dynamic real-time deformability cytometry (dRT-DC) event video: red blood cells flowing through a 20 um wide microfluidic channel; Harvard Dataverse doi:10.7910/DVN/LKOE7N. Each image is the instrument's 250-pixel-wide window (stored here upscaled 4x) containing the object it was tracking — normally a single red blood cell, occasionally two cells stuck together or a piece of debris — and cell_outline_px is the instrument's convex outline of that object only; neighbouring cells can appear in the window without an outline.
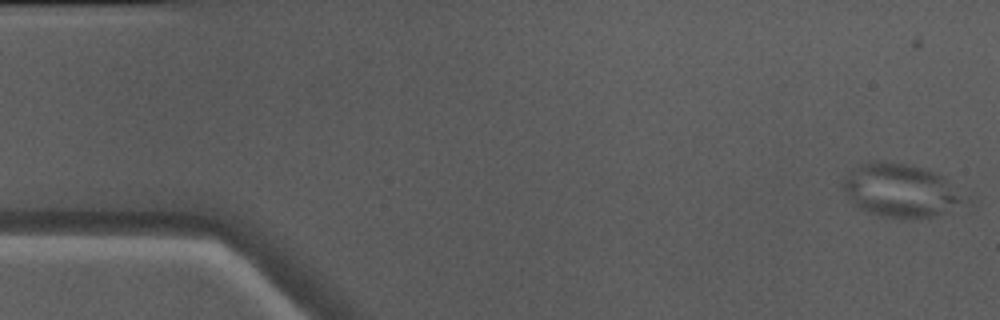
{"species": "Egyptian fruit bat (a non-hibernating species)", "species_latin": "Rousettus aegyptiacus", "temperature_condition": "warm", "stored_images_in_passage": 15, "camera_frame_rate_fps": 3000, "um_per_image_px": 0.085, "animal": {"sex": "male"}, "frame": {"image": 1, "passage_image": 1, "time_ms": 0.0, "image_size_px": [1000, 320], "cell_outline_px": [[972, 204], [932, 216], [880, 216], [860, 208], [844, 192], [840, 184], [860, 164], [904, 164], [920, 168], [932, 172], [940, 176], [972, 196]], "centroid_in_image_um": [76.72, 16.24], "position_along_channel_um": 8.3, "area_um2": 36.76}}